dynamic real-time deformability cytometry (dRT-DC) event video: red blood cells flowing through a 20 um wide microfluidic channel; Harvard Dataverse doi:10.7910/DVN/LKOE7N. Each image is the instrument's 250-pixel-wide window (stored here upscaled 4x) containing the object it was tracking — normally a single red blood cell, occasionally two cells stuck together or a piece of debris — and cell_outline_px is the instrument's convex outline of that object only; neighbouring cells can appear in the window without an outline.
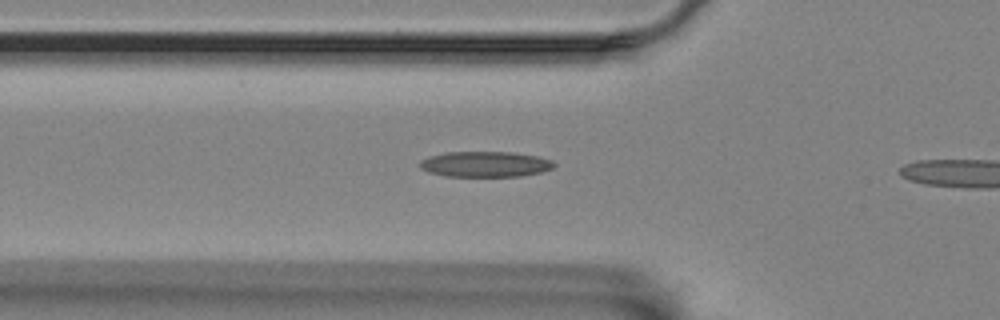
{"species": "Egyptian fruit bat (a non-hibernating species)", "species_latin": "Rousettus aegyptiacus", "temperature_condition": "room temperature", "stored_images_in_passage": 4, "camera_frame_rate_fps": 3000, "um_per_image_px": 0.085, "animal": {"sex": "female"}, "frame": {"image": 1, "passage_image": 2, "time_ms": 0.333, "image_size_px": [1000, 320], "cell_outline_px": [[552, 164], [548, 168], [536, 172], [512, 176], [452, 176], [432, 172], [424, 168], [420, 164], [424, 160], [436, 156], [456, 152], [500, 152], [532, 156], [548, 160]], "centroid_in_image_um": [41.21, 13.96], "position_along_channel_um": 84.6, "area_um2": 18.26}}